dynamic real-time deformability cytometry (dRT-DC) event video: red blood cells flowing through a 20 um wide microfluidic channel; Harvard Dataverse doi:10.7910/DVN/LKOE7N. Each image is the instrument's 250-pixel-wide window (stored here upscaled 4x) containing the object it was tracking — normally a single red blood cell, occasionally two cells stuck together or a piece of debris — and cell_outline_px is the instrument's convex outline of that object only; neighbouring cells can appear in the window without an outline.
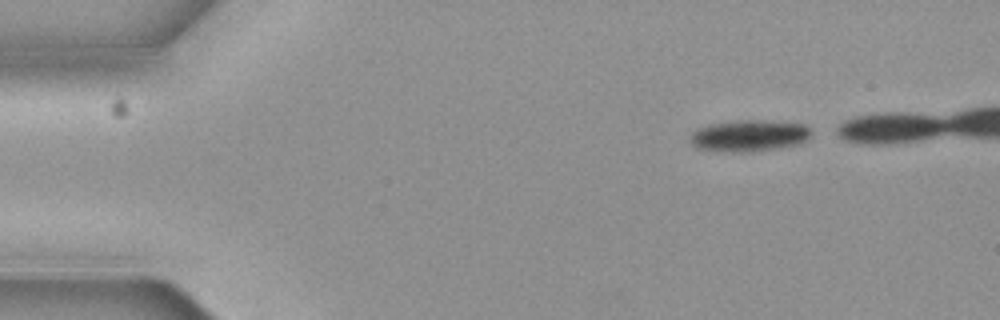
{"species": "common noctule bat (a hibernating species)", "species_latin": "Nyctalus noctula", "temperature_condition": "cold", "stored_images_in_passage": 5, "camera_frame_rate_fps": 3000, "um_per_image_px": 0.085, "animal": {"sex": "female", "body_mass_g": 19.3, "forearm_length_mm": 54.1}, "frame": {"image": 1, "passage_image": 1, "time_ms": 0.0, "image_size_px": [1000, 320], "cell_outline_px": [[808, 136], [804, 140], [796, 144], [780, 148], [752, 152], [736, 152], [696, 148], [688, 140], [692, 132], [700, 128], [712, 124], [736, 120], [752, 120], [800, 124], [808, 128]], "centroid_in_image_um": [63.59, 11.55], "position_along_channel_um": 21.4, "area_um2": 21.68}}